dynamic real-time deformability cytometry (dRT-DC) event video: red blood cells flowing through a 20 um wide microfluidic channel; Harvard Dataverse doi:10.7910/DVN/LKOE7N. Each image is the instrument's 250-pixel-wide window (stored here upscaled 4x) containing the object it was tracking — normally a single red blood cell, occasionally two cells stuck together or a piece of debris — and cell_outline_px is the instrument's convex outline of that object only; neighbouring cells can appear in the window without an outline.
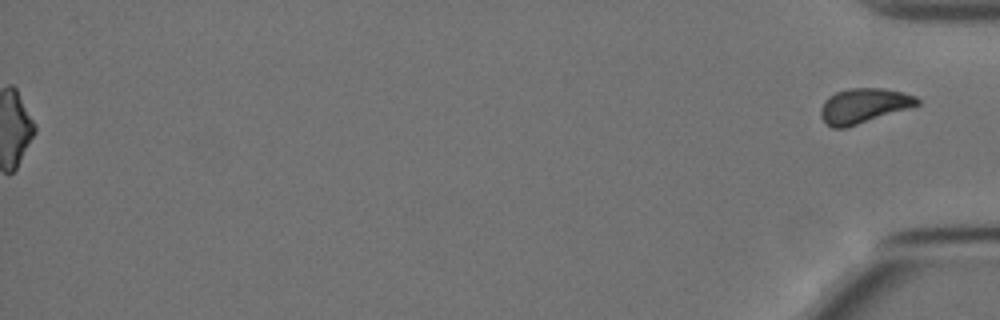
{"species": "Egyptian fruit bat (a non-hibernating species)", "species_latin": "Rousettus aegyptiacus", "temperature_condition": "cold", "stored_images_in_passage": 58, "segment_of_instrument_passage": [2, 2], "camera_frame_rate_fps": 3000, "um_per_image_px": 0.085, "animal": {"sex": "female"}, "frame": {"image": 1, "passage_image": 58, "time_ms": 19.0, "image_size_px": [1000, 320], "cell_outline_px": [[920, 104], [908, 108], [844, 128], [832, 128], [820, 116], [820, 108], [824, 100], [828, 96], [836, 92], [848, 88], [884, 88], [916, 96], [920, 100]], "centroid_in_image_um": [73.38, 8.97], "position_along_channel_um": 361.8, "area_um2": 19.36}}